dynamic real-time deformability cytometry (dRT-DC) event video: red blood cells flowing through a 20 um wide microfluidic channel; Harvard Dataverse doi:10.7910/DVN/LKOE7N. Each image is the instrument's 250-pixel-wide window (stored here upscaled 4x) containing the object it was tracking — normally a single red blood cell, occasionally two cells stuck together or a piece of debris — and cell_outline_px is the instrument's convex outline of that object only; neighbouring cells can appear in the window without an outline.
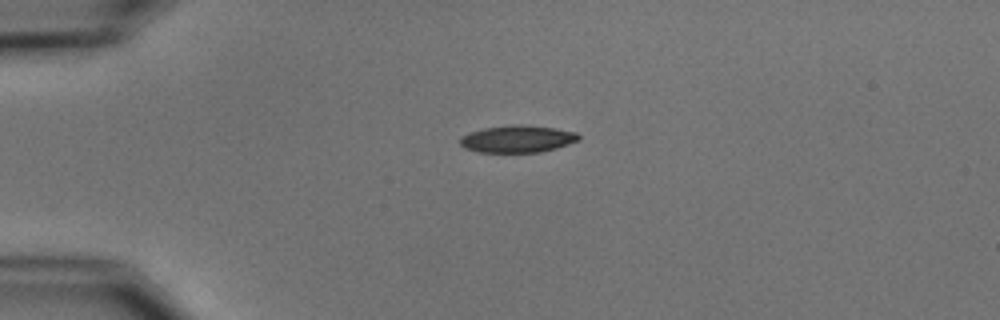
{"species": "common noctule bat (a hibernating species)", "species_latin": "Nyctalus noctula", "temperature_condition": "cold", "stored_images_in_passage": 5, "camera_frame_rate_fps": 3000, "um_per_image_px": 0.085, "animal": {"sex": "male", "body_mass_g": 15.6}, "frame": {"image": 1, "passage_image": 5, "time_ms": 5.667, "image_size_px": [1000, 320], "cell_outline_px": [[580, 140], [556, 148], [540, 152], [476, 152], [464, 148], [460, 144], [460, 136], [468, 132], [484, 128], [516, 124], [520, 124], [556, 128], [576, 132], [580, 136]], "centroid_in_image_um": [43.97, 11.81], "position_along_channel_um": 41.0, "area_um2": 18.9}}